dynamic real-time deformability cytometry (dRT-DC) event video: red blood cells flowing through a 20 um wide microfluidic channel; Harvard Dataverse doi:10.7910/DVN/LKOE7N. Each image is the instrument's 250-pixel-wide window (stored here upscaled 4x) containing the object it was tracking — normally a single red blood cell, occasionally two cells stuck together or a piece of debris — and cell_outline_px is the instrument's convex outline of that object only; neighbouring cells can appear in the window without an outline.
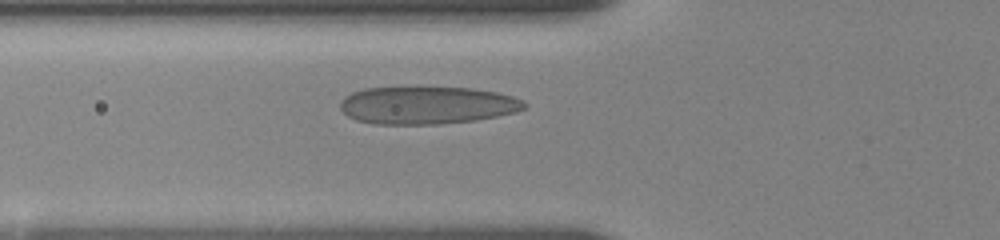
{"species": "human", "species_latin": "Homo sapiens", "temperature_condition": "room temperature", "stored_images_in_passage": 8, "camera_frame_rate_fps": 3000, "um_per_image_px": 0.085, "donor": {"sex": "female"}, "frame": {"image": 1, "passage_image": 5, "time_ms": 3.667, "image_size_px": [1000, 240], "cell_outline_px": [[528, 104], [524, 108], [516, 112], [476, 120], [440, 124], [376, 124], [356, 120], [348, 116], [340, 108], [340, 100], [344, 96], [352, 92], [364, 88], [416, 84], [472, 88], [496, 92], [512, 96], [524, 100]], "centroid_in_image_um": [36.27, 8.89], "position_along_channel_um": 89.5, "area_um2": 41.85}}
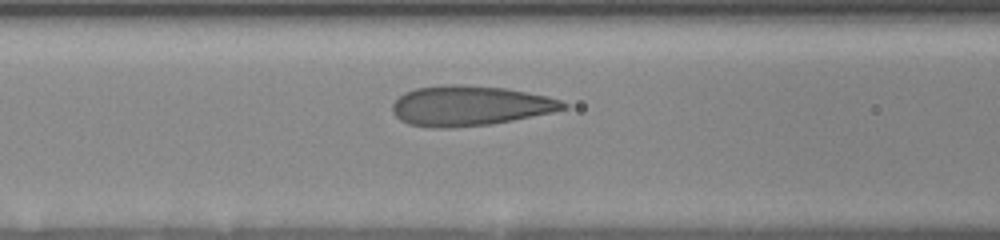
{"frame": {"image": 2, "passage_image": 7, "time_ms": 4.667, "image_size_px": [1000, 240], "cell_outline_px": [[568, 108], [552, 112], [492, 124], [456, 128], [432, 128], [408, 124], [400, 120], [392, 112], [392, 104], [404, 92], [416, 88], [444, 84], [460, 84], [504, 88], [548, 96], [560, 100], [568, 104]], "centroid_in_image_um": [39.91, 8.99], "position_along_channel_um": 126.7, "area_um2": 40.06}}